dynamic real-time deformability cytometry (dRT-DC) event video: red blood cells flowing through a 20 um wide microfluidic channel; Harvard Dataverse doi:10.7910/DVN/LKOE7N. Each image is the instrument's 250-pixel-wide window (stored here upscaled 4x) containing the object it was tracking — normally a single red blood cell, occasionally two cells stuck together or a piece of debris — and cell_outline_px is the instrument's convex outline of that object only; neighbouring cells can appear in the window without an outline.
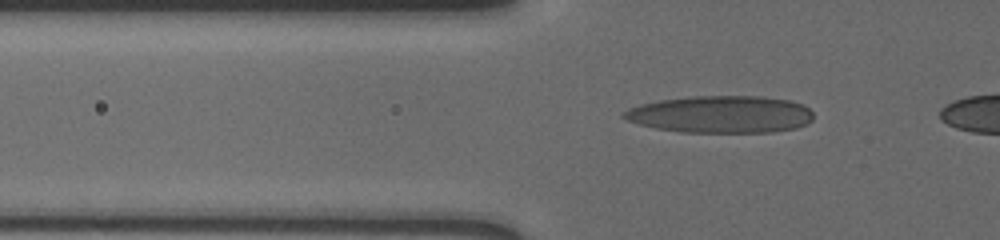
{"species": "human", "species_latin": "Homo sapiens", "temperature_condition": "cold", "stored_images_in_passage": 15, "camera_frame_rate_fps": 3000, "um_per_image_px": 0.085, "donor": {"sex": "male"}, "frame": {"image": 1, "passage_image": 11, "time_ms": 3.333, "image_size_px": [1000, 240], "cell_outline_px": [[812, 120], [808, 124], [796, 128], [772, 132], [680, 132], [656, 128], [640, 124], [628, 120], [620, 116], [628, 108], [640, 104], [660, 100], [692, 96], [760, 96], [788, 100], [804, 104], [812, 112]], "centroid_in_image_um": [61.28, 9.72], "position_along_channel_um": 64.5, "area_um2": 41.15}}